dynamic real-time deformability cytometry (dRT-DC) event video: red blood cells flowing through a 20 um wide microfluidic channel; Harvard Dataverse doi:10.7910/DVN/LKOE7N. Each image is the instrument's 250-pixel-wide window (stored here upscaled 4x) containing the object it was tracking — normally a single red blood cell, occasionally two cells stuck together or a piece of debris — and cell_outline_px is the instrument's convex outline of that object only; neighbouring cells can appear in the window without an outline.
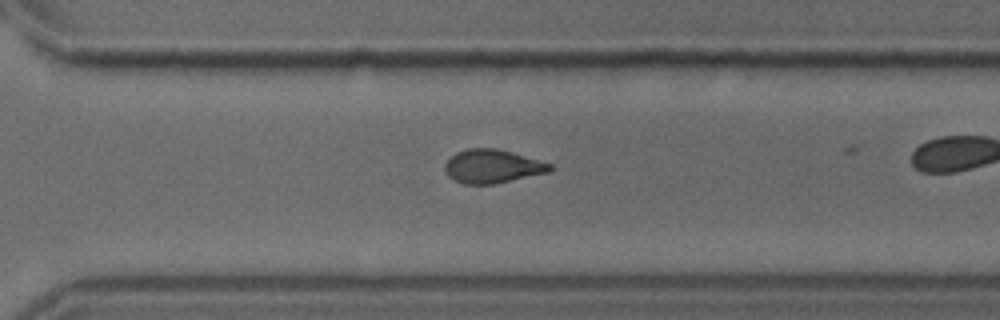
{"species": "common noctule bat (a hibernating species)", "species_latin": "Nyctalus noctula", "temperature_condition": "cold", "stored_images_in_passage": 30, "camera_frame_rate_fps": 3000, "um_per_image_px": 0.085, "animal": {"sex": "male", "body_mass_g": 18.8}, "frame": {"image": 1, "passage_image": 26, "time_ms": 8.333, "image_size_px": [1000, 320], "cell_outline_px": [[552, 168], [548, 172], [492, 184], [464, 184], [448, 176], [444, 168], [444, 164], [456, 152], [468, 148], [496, 148], [512, 152], [552, 164]], "centroid_in_image_um": [41.82, 14.13], "position_along_channel_um": 328.8, "area_um2": 20.29}}